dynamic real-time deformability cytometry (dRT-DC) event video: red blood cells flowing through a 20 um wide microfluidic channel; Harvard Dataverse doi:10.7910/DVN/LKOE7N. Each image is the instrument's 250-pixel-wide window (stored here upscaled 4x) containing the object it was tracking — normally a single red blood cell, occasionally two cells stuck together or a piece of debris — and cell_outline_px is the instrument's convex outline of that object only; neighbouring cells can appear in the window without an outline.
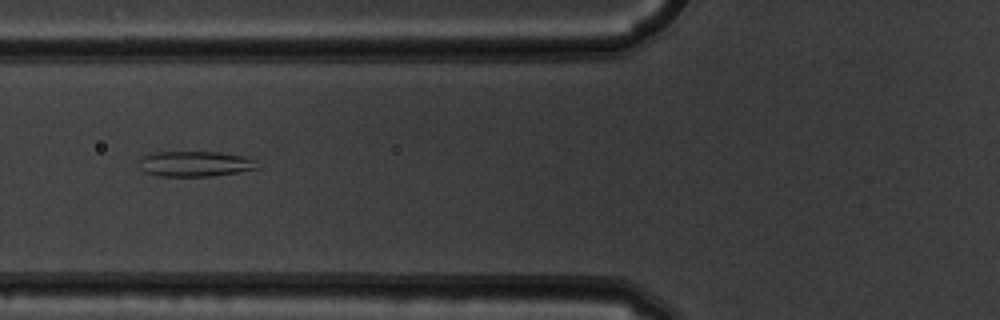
{"species": "common noctule bat (a hibernating species)", "species_latin": "Nyctalus noctula", "temperature_condition": "warm", "stored_images_in_passage": 4, "camera_frame_rate_fps": 3000, "um_per_image_px": 0.085, "animal": {"sex": "male", "body_mass_g": 19.5, "forearm_length_mm": 54.6}, "frame": {"image": 1, "passage_image": 3, "time_ms": 0.667, "image_size_px": [1000, 320], "cell_outline_px": [[260, 168], [236, 172], [208, 176], [160, 176], [144, 172], [140, 168], [140, 156], [152, 152], [220, 152], [244, 156], [256, 160]], "centroid_in_image_um": [16.57, 13.91], "position_along_channel_um": 109.2, "area_um2": 17.57}}